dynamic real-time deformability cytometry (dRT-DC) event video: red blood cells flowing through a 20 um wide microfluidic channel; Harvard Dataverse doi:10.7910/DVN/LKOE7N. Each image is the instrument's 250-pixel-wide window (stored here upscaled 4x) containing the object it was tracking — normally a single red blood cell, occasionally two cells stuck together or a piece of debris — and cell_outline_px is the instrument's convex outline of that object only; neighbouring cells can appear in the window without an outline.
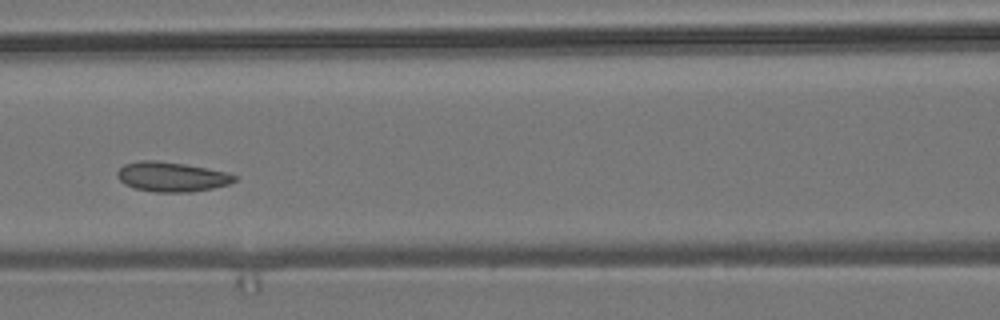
{"species": "common noctule bat (a hibernating species)", "species_latin": "Nyctalus noctula", "temperature_condition": "room temperature", "stored_images_in_passage": 14, "camera_frame_rate_fps": 3000, "um_per_image_px": 0.085, "animal": {"sex": "male", "body_mass_g": 19.2, "forearm_length_mm": 51.8}, "frame": {"image": 1, "passage_image": 6, "time_ms": 6.667, "image_size_px": [1000, 320], "cell_outline_px": [[236, 180], [228, 184], [212, 188], [192, 192], [156, 192], [136, 188], [124, 184], [116, 176], [116, 172], [124, 164], [140, 160], [156, 160], [184, 164], [228, 172], [236, 176]], "centroid_in_image_um": [14.57, 15.02], "position_along_channel_um": 152.0, "area_um2": 20.23}}
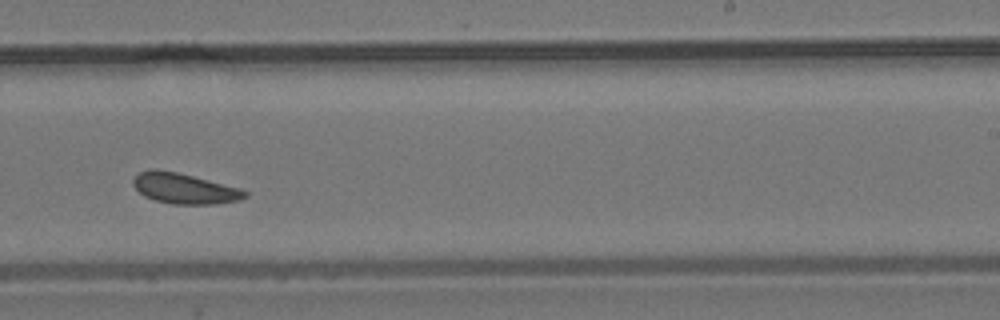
{"frame": {"image": 2, "passage_image": 9, "time_ms": 10.0, "image_size_px": [1000, 320], "cell_outline_px": [[248, 196], [240, 200], [216, 204], [172, 204], [156, 200], [144, 196], [132, 184], [132, 180], [140, 172], [148, 168], [156, 168], [176, 172], [240, 188], [248, 192]], "centroid_in_image_um": [15.67, 16.02], "position_along_channel_um": 273.3, "area_um2": 19.83}}
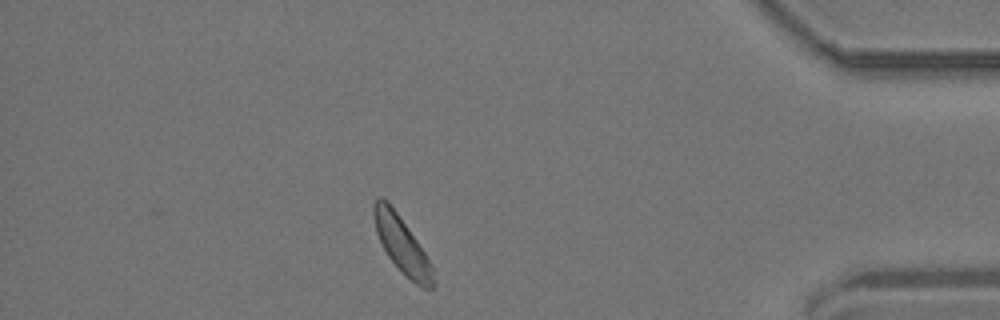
{"frame": {"image": 3, "passage_image": 13, "time_ms": 14.667, "image_size_px": [1000, 320], "cell_outline_px": [[436, 284], [432, 288], [424, 288], [416, 284], [404, 276], [400, 272], [388, 256], [376, 232], [372, 216], [372, 204], [376, 196], [380, 196], [388, 200], [416, 240], [432, 264], [436, 280]], "centroid_in_image_um": [34.15, 20.81], "position_along_channel_um": 401.1, "area_um2": 19.77}, "authors_computed_cell_mechanics": {"area_um2": 20.0277, "velocity_mm_per_s": 3.6665, "shape_relaxation_time_tau1_ms": 1.6266, "shape_relaxation_time_tau2_ms": null, "deformation_change_tau1": 0.039, "deformation_change_tau2": null}}